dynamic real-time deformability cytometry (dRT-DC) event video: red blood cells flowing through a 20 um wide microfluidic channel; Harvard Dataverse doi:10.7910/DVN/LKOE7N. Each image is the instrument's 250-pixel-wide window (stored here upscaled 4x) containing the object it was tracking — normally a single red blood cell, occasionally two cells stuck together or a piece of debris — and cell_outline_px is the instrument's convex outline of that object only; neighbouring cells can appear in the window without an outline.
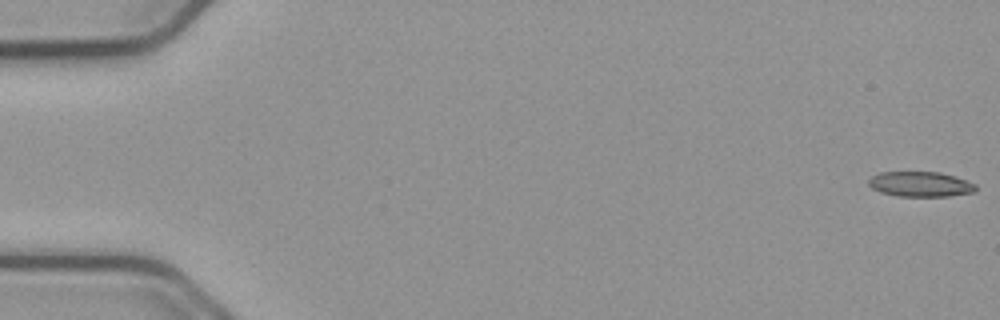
{"species": "common noctule bat (a hibernating species)", "species_latin": "Nyctalus noctula", "temperature_condition": "cold", "stored_images_in_passage": 15, "camera_frame_rate_fps": 3000, "um_per_image_px": 0.085, "animal": {"sex": "male", "body_mass_g": 23.1, "forearm_length_mm": 52.7}, "frame": {"image": 1, "passage_image": 1, "time_ms": 0.0, "image_size_px": [1000, 320], "cell_outline_px": [[976, 192], [948, 196], [896, 196], [880, 192], [872, 188], [868, 184], [868, 180], [872, 176], [880, 172], [940, 172], [956, 176], [976, 184]], "centroid_in_image_um": [78.24, 15.65], "position_along_channel_um": 6.8, "area_um2": 15.78}}
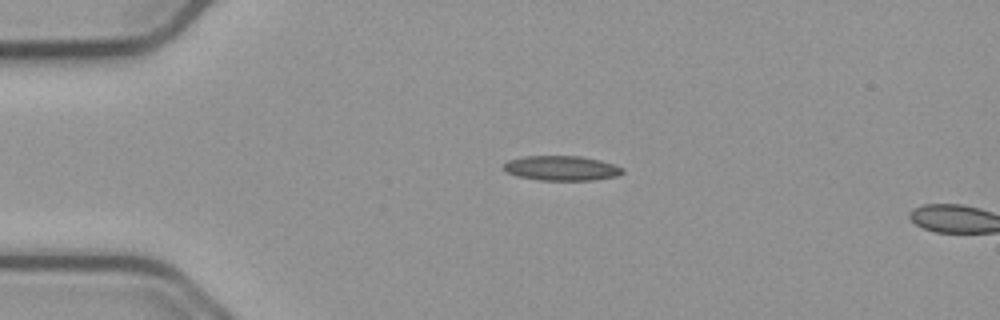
{"frame": {"image": 2, "passage_image": 13, "time_ms": 4.0, "image_size_px": [1000, 320], "cell_outline_px": [[624, 172], [616, 176], [592, 180], [540, 180], [516, 176], [508, 172], [504, 168], [504, 164], [508, 160], [524, 156], [580, 156], [600, 160], [624, 168]], "centroid_in_image_um": [47.73, 14.29], "position_along_channel_um": 37.3, "area_um2": 17.05}}